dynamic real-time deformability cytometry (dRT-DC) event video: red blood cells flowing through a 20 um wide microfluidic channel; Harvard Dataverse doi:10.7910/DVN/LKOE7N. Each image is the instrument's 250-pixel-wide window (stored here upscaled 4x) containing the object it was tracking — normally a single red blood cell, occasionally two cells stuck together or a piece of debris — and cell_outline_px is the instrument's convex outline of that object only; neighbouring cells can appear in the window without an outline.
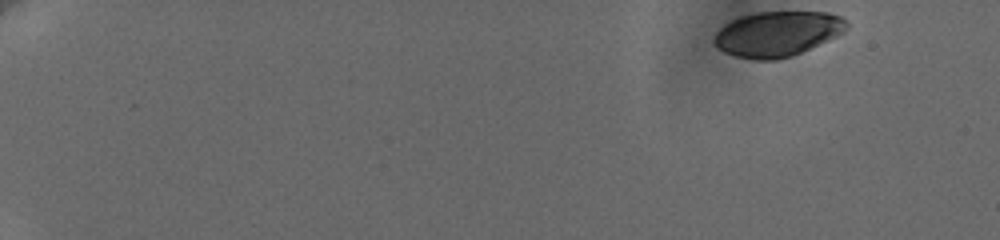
{"species": "human", "species_latin": "Homo sapiens", "temperature_condition": "cold", "stored_images_in_passage": 30, "camera_frame_rate_fps": 3000, "um_per_image_px": 0.085, "donor": {"sex": "female"}, "frame": {"image": 1, "passage_image": 1, "time_ms": 0.0, "image_size_px": [1000, 240], "cell_outline_px": [[848, 28], [844, 32], [836, 36], [792, 56], [776, 60], [756, 60], [736, 56], [724, 52], [716, 44], [716, 32], [720, 28], [732, 20], [756, 12], [828, 12], [840, 16], [848, 24]], "centroid_in_image_um": [66.11, 2.87], "position_along_channel_um": 18.9, "area_um2": 34.33}}
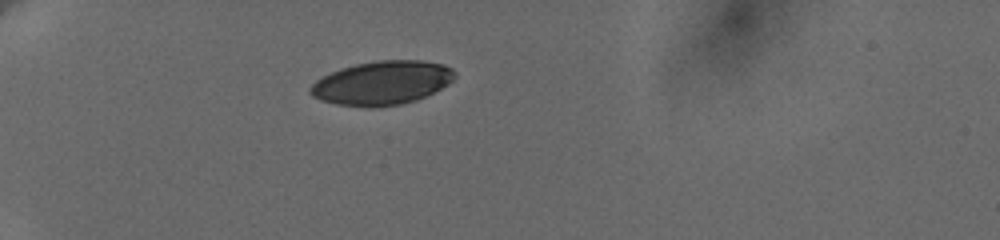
{"frame": {"image": 2, "passage_image": 24, "time_ms": 4.667, "image_size_px": [1000, 240], "cell_outline_px": [[456, 76], [448, 84], [416, 100], [400, 104], [336, 104], [320, 100], [312, 96], [308, 92], [308, 88], [316, 80], [340, 68], [356, 64], [376, 60], [420, 60], [444, 64], [452, 68], [456, 72]], "centroid_in_image_um": [32.48, 6.99], "position_along_channel_um": 52.5, "area_um2": 36.01}}